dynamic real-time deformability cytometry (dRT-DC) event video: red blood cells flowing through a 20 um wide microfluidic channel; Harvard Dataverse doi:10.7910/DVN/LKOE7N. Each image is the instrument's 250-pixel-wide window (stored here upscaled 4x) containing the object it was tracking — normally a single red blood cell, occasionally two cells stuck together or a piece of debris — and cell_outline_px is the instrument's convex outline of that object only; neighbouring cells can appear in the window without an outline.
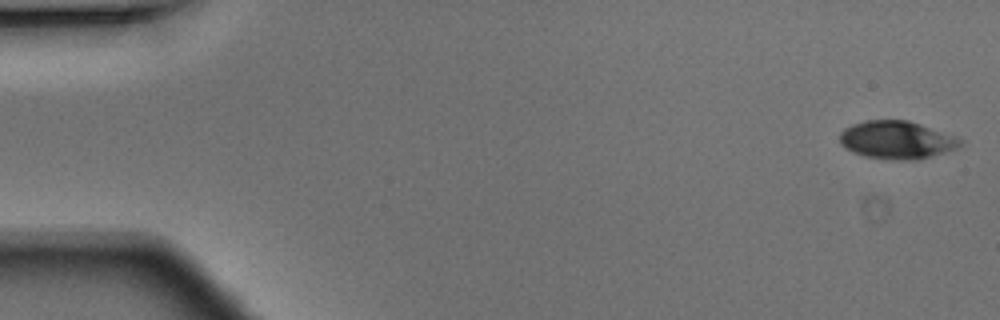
{"species": "Egyptian fruit bat (a non-hibernating species)", "species_latin": "Rousettus aegyptiacus", "temperature_condition": "warm", "stored_images_in_passage": 5, "camera_frame_rate_fps": 3000, "um_per_image_px": 0.085, "animal": {"sex": "male"}, "frame": {"image": 1, "passage_image": 1, "time_ms": 0.0, "image_size_px": [1000, 320], "cell_outline_px": [[964, 144], [956, 148], [920, 160], [900, 160], [864, 156], [852, 152], [840, 144], [840, 132], [844, 128], [852, 124], [864, 120], [908, 120], [960, 136], [964, 140]], "centroid_in_image_um": [76.27, 11.88], "position_along_channel_um": 8.7, "area_um2": 27.05}}